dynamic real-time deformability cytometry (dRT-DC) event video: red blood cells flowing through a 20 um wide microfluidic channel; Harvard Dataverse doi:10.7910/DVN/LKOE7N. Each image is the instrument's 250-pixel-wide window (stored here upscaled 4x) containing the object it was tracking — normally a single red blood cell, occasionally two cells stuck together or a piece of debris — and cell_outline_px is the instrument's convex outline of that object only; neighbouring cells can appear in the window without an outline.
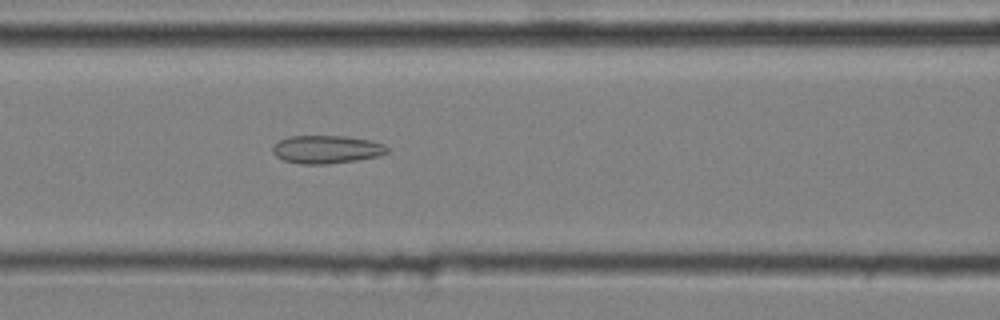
{"species": "common noctule bat (a hibernating species)", "species_latin": "Nyctalus noctula", "temperature_condition": "cold", "stored_images_in_passage": 46, "camera_frame_rate_fps": 3000, "um_per_image_px": 0.085, "animal": {"sex": "male", "body_mass_g": 20.4}, "frame": {"image": 1, "passage_image": 22, "time_ms": 7.0, "image_size_px": [1000, 320], "cell_outline_px": [[388, 152], [376, 156], [356, 160], [328, 164], [300, 164], [284, 160], [276, 156], [272, 152], [272, 148], [280, 140], [288, 136], [344, 136], [372, 140], [384, 144], [388, 148]], "centroid_in_image_um": [27.75, 12.69], "position_along_channel_um": 138.8, "area_um2": 18.67}}
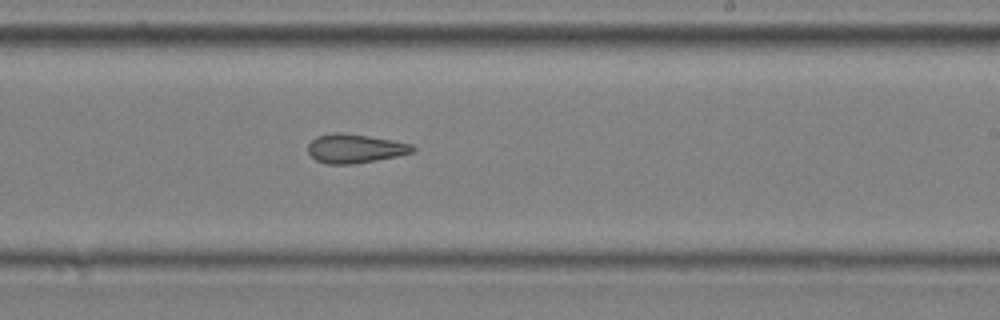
{"frame": {"image": 2, "passage_image": 32, "time_ms": 10.333, "image_size_px": [1000, 320], "cell_outline_px": [[416, 152], [376, 160], [352, 164], [328, 164], [316, 160], [308, 152], [308, 144], [316, 136], [336, 132], [344, 132], [392, 140], [412, 144], [416, 148]], "centroid_in_image_um": [30.18, 12.62], "position_along_channel_um": 258.8, "area_um2": 17.69}}
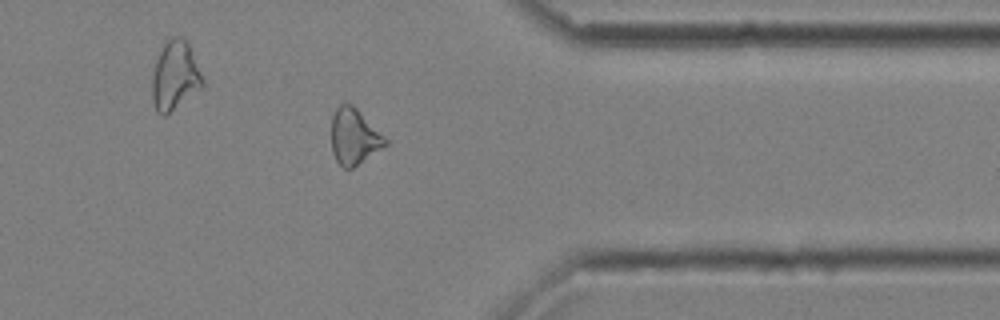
{"frame": {"image": 3, "passage_image": 43, "time_ms": 14.0, "image_size_px": [1000, 320], "cell_outline_px": [[388, 144], [352, 168], [344, 168], [336, 160], [332, 152], [332, 116], [336, 108], [340, 104], [352, 104], [388, 140]], "centroid_in_image_um": [30.09, 11.62], "position_along_channel_um": 381.3, "area_um2": 17.22}}